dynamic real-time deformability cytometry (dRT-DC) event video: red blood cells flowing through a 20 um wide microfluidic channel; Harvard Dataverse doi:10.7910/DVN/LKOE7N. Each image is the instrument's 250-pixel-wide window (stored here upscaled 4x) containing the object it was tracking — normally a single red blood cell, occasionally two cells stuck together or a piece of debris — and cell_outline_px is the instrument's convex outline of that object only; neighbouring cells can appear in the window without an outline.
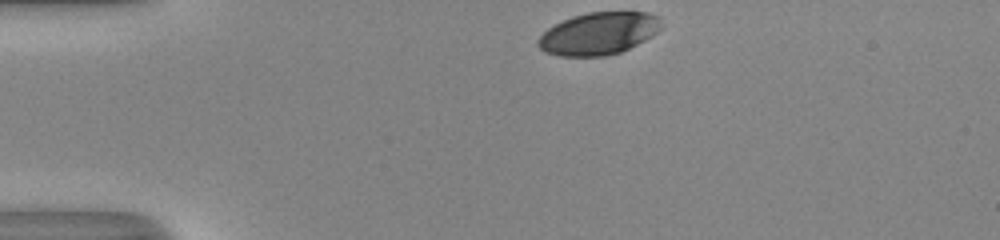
{"species": "human", "species_latin": "Homo sapiens", "temperature_condition": "room temperature", "stored_images_in_passage": 32, "camera_frame_rate_fps": 3000, "um_per_image_px": 0.085, "donor": {"sex": "male"}, "frame": {"image": 1, "passage_image": 1, "time_ms": 0.0, "image_size_px": [1000, 240], "cell_outline_px": [[664, 28], [644, 40], [620, 52], [604, 56], [560, 56], [544, 52], [536, 44], [536, 40], [548, 28], [572, 16], [588, 12], [648, 12], [660, 16]], "centroid_in_image_um": [50.9, 2.84], "position_along_channel_um": 34.1, "area_um2": 30.52}}
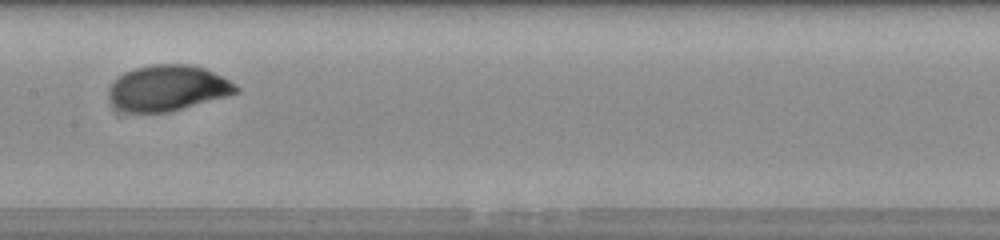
{"frame": {"image": 2, "passage_image": 17, "time_ms": 5.333, "image_size_px": [1000, 240], "cell_outline_px": [[240, 92], [228, 96], [168, 112], [128, 112], [112, 104], [108, 100], [108, 88], [112, 80], [124, 72], [136, 68], [152, 64], [192, 64], [204, 68], [236, 84], [240, 88]], "centroid_in_image_um": [14.23, 7.48], "position_along_channel_um": 193.2, "area_um2": 34.04}}
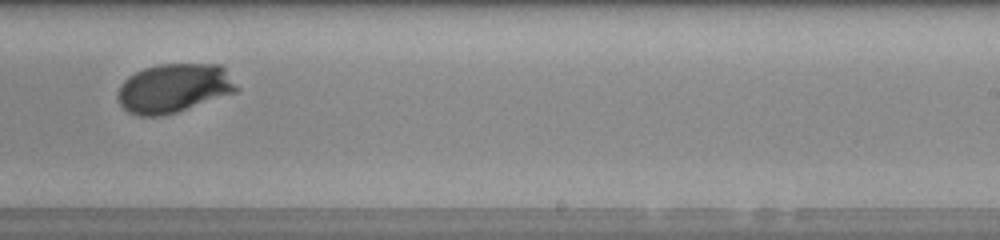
{"frame": {"image": 3, "passage_image": 23, "time_ms": 7.333, "image_size_px": [1000, 240], "cell_outline_px": [[240, 88], [236, 92], [176, 112], [160, 116], [140, 116], [128, 112], [120, 104], [116, 96], [120, 84], [128, 76], [144, 68], [160, 64], [220, 64], [224, 68]], "centroid_in_image_um": [14.76, 7.49], "position_along_channel_um": 274.2, "area_um2": 33.93}, "authors_computed_cell_mechanics": {"area_um2": 33.8419, "velocity_mm_per_s": 4.0748, "shape_relaxation_time_tau1_ms": 2.5749, "shape_relaxation_time_tau2_ms": null, "deformation_change_tau1": 0.1403, "deformation_change_tau2": null}}